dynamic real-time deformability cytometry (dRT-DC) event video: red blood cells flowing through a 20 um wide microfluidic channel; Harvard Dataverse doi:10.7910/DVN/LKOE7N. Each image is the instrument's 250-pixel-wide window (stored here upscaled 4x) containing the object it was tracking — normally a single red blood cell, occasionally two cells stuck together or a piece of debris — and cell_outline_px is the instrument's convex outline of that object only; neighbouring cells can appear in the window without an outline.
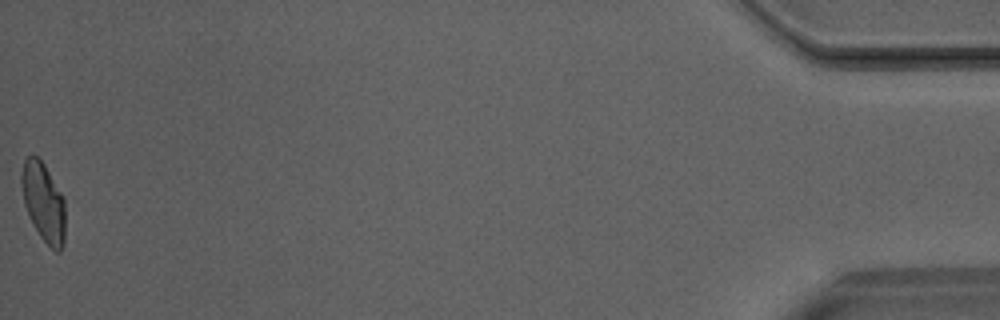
{"species": "Egyptian fruit bat (a non-hibernating species)", "species_latin": "Rousettus aegyptiacus", "temperature_condition": "room temperature", "stored_images_in_passage": 46, "camera_frame_rate_fps": 3000, "um_per_image_px": 0.085, "animal": {"sex": "male"}, "frame": {"image": 1, "passage_image": 46, "time_ms": 15.0, "image_size_px": [1000, 320], "cell_outline_px": [[64, 244], [60, 252], [56, 252], [40, 236], [24, 204], [20, 184], [20, 172], [24, 160], [32, 152], [44, 164], [64, 196]], "centroid_in_image_um": [3.68, 17.12], "position_along_channel_um": 431.5, "area_um2": 20.17}}